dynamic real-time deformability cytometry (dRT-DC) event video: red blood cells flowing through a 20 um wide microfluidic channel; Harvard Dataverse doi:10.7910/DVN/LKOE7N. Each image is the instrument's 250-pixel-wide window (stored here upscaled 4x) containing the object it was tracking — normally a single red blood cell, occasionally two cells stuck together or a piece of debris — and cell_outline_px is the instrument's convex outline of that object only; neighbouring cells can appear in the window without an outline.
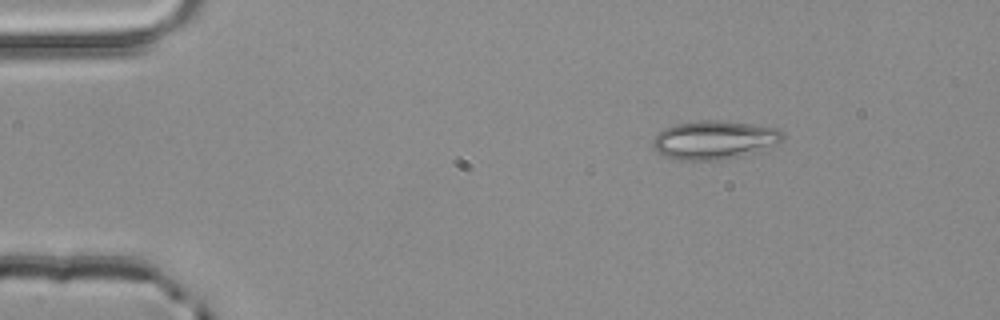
{"species": "common noctule bat (a hibernating species)", "species_latin": "Nyctalus noctula", "temperature_condition": "room temperature", "stored_images_in_passage": 2, "camera_frame_rate_fps": 3000, "um_per_image_px": 0.085, "animal": {"sex": "male", "body_mass_g": 20.4}, "frame": {"image": 1, "passage_image": 1, "time_ms": 0.0, "image_size_px": [1000, 320], "cell_outline_px": [[784, 140], [780, 144], [740, 156], [720, 160], [676, 160], [660, 152], [652, 144], [652, 140], [664, 128], [676, 124], [700, 120], [720, 120], [780, 128], [784, 132]], "centroid_in_image_um": [60.79, 11.88], "position_along_channel_um": 24.2, "area_um2": 29.19}}